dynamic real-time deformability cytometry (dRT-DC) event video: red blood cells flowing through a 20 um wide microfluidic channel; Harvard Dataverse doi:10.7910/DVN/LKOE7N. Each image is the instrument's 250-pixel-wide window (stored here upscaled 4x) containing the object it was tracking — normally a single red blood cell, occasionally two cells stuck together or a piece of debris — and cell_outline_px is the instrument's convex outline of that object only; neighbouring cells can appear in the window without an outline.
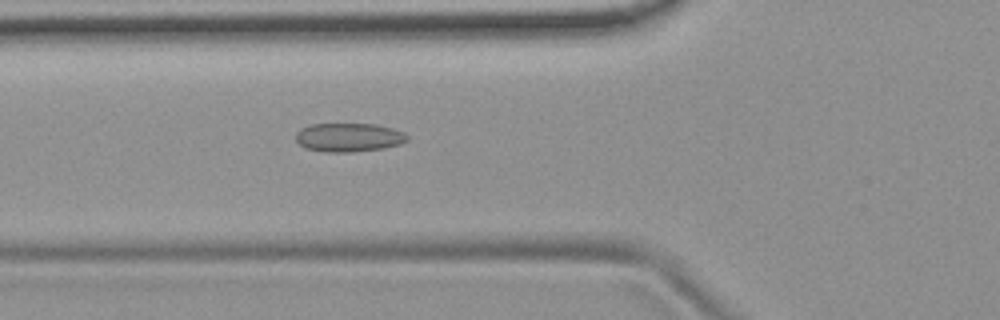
{"species": "common noctule bat (a hibernating species)", "species_latin": "Nyctalus noctula", "temperature_condition": "room temperature", "stored_images_in_passage": 51, "camera_frame_rate_fps": 3000, "um_per_image_px": 0.085, "animal": {"sex": "female", "body_mass_g": 19.9}, "frame": {"image": 1, "passage_image": 17, "time_ms": 5.333, "image_size_px": [1000, 320], "cell_outline_px": [[408, 140], [400, 144], [384, 148], [352, 152], [324, 152], [304, 148], [296, 140], [296, 132], [300, 128], [312, 124], [376, 124], [392, 128], [404, 132], [408, 136]], "centroid_in_image_um": [29.64, 11.68], "position_along_channel_um": 96.2, "area_um2": 18.79}}
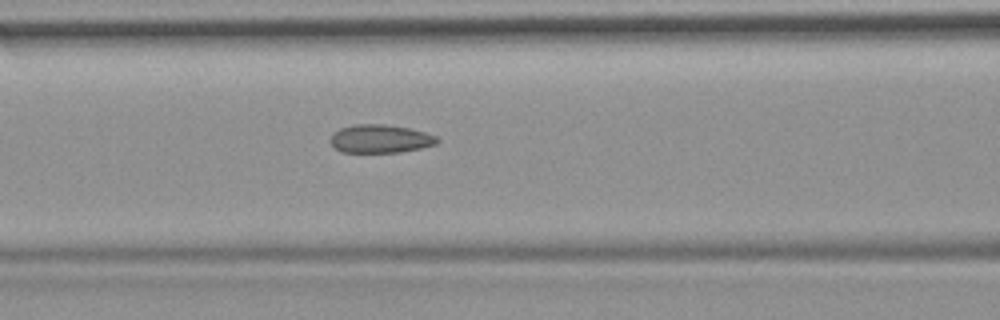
{"frame": {"image": 2, "passage_image": 20, "time_ms": 6.333, "image_size_px": [1000, 320], "cell_outline_px": [[440, 140], [436, 144], [420, 148], [400, 152], [340, 152], [328, 140], [332, 132], [340, 128], [352, 124], [384, 124], [408, 128], [424, 132], [436, 136]], "centroid_in_image_um": [32.27, 11.79], "position_along_channel_um": 134.3, "area_um2": 17.69}}
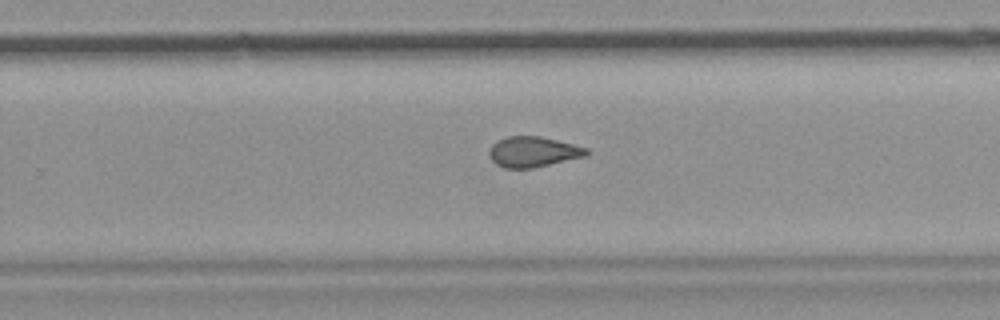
{"frame": {"image": 3, "passage_image": 32, "time_ms": 10.333, "image_size_px": [1000, 320], "cell_outline_px": [[588, 156], [532, 168], [504, 168], [496, 164], [492, 160], [488, 152], [492, 144], [496, 140], [508, 136], [540, 136], [588, 148]], "centroid_in_image_um": [45.3, 12.9], "position_along_channel_um": 284.5, "area_um2": 17.28}, "authors_computed_cell_mechanics": {"area_um2": 18.207, "velocity_mm_per_s": 3.7718, "shape_relaxation_time_tau1_ms": null, "shape_relaxation_time_tau2_ms": 2.134, "deformation_change_tau1": null, "deformation_change_tau2": 0.0686}}